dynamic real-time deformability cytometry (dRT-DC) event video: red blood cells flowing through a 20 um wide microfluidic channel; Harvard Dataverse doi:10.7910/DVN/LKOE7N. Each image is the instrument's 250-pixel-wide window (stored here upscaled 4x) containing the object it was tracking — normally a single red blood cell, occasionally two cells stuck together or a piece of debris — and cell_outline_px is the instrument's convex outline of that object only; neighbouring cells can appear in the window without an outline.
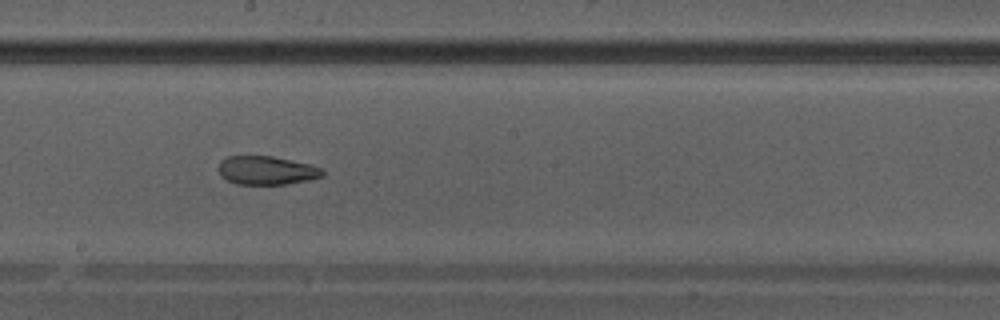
{"species": "Egyptian fruit bat (a non-hibernating species)", "species_latin": "Rousettus aegyptiacus", "temperature_condition": "warm", "stored_images_in_passage": 40, "camera_frame_rate_fps": 3000, "um_per_image_px": 0.085, "animal": {"sex": "male"}, "frame": {"image": 1, "passage_image": 23, "time_ms": 7.333, "image_size_px": [1000, 320], "cell_outline_px": [[324, 176], [308, 180], [284, 184], [236, 184], [220, 176], [220, 160], [228, 156], [272, 156], [308, 164], [320, 168], [324, 172]], "centroid_in_image_um": [22.65, 14.48], "position_along_channel_um": 225.6, "area_um2": 17.11}}